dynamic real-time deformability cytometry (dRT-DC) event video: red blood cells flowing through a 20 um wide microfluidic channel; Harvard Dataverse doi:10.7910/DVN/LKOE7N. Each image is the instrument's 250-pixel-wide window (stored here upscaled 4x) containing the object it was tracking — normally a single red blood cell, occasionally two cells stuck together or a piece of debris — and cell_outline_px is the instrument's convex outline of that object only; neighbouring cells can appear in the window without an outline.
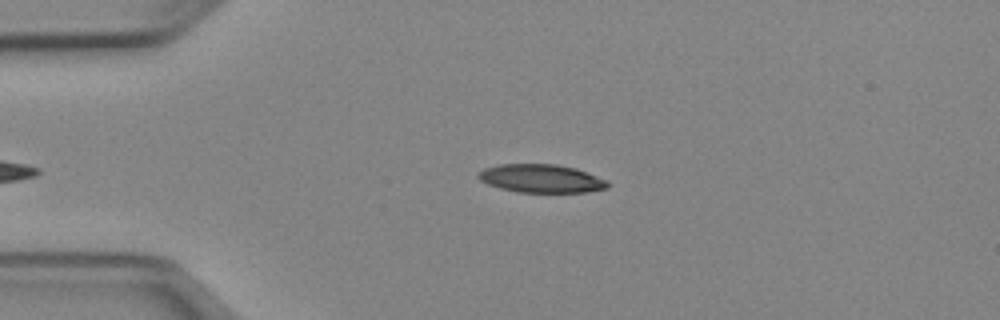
{"species": "Egyptian fruit bat (a non-hibernating species)", "species_latin": "Rousettus aegyptiacus", "temperature_condition": "cold", "stored_images_in_passage": 33, "camera_frame_rate_fps": 3000, "um_per_image_px": 0.085, "animal": {"sex": "female"}, "frame": {"image": 1, "passage_image": 3, "time_ms": 0.667, "image_size_px": [1000, 320], "cell_outline_px": [[612, 184], [608, 188], [588, 192], [516, 192], [500, 188], [488, 184], [480, 180], [476, 176], [484, 168], [500, 164], [556, 164], [576, 168], [608, 180]], "centroid_in_image_um": [46.05, 15.17], "position_along_channel_um": 39.0, "area_um2": 21.5}}
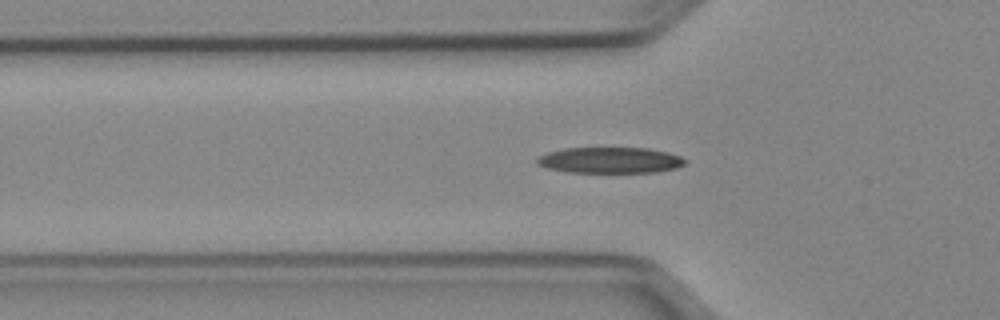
{"frame": {"image": 2, "passage_image": 8, "time_ms": 2.333, "image_size_px": [1000, 320], "cell_outline_px": [[688, 160], [684, 164], [676, 168], [656, 172], [568, 172], [548, 168], [536, 164], [536, 156], [548, 152], [564, 148], [648, 148], [668, 152], [680, 156]], "centroid_in_image_um": [51.84, 13.61], "position_along_channel_um": 74.0, "area_um2": 22.48}}
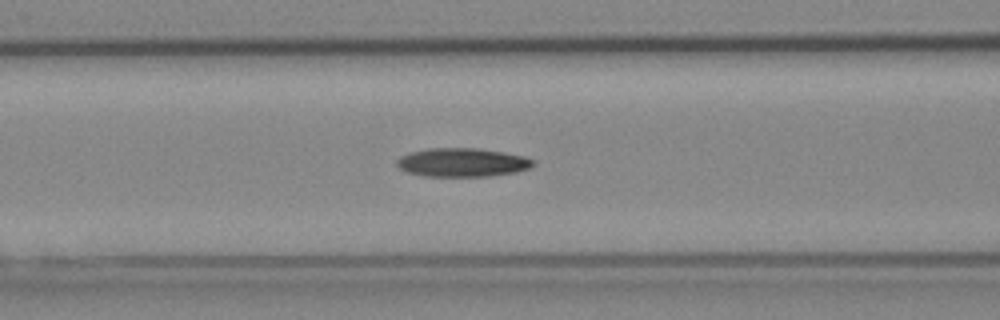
{"frame": {"image": 3, "passage_image": 12, "time_ms": 3.667, "image_size_px": [1000, 320], "cell_outline_px": [[536, 164], [528, 168], [516, 172], [492, 176], [424, 176], [408, 172], [400, 168], [396, 164], [396, 160], [400, 156], [412, 152], [428, 148], [480, 148], [504, 152], [524, 156], [536, 160]], "centroid_in_image_um": [39.33, 13.8], "position_along_channel_um": 127.3, "area_um2": 22.89}, "authors_computed_cell_mechanics": {"area_um2": 22.1952, "velocity_mm_per_s": 3.9849, "shape_relaxation_time_tau1_ms": 3.904, "shape_relaxation_time_tau2_ms": null, "deformation_change_tau1": 0.1487, "deformation_change_tau2": null}}